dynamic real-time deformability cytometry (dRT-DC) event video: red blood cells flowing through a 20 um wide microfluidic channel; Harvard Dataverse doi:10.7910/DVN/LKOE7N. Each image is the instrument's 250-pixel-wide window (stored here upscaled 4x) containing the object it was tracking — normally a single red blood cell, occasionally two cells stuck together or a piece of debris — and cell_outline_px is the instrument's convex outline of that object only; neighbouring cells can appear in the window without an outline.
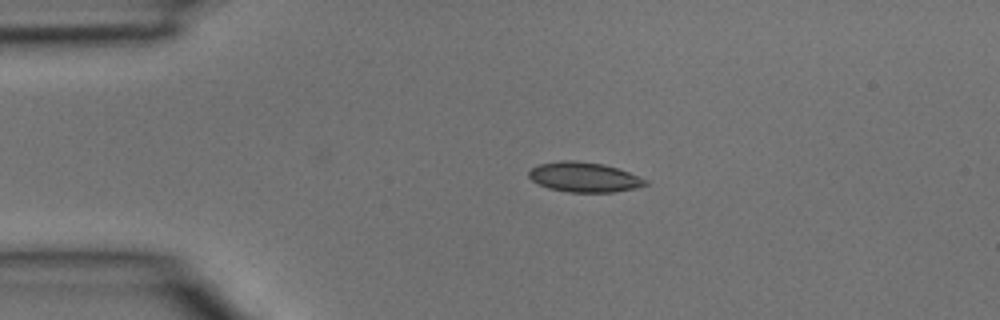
{"species": "common noctule bat (a hibernating species)", "species_latin": "Nyctalus noctula", "temperature_condition": "room temperature", "stored_images_in_passage": 3, "camera_frame_rate_fps": 3000, "um_per_image_px": 0.085, "animal": {"sex": "male", "body_mass_g": 15.6}, "frame": {"image": 1, "passage_image": 2, "time_ms": 0.333, "image_size_px": [1000, 320], "cell_outline_px": [[648, 184], [636, 188], [612, 192], [568, 192], [548, 188], [532, 180], [528, 176], [528, 172], [532, 168], [540, 164], [560, 160], [576, 160], [604, 164], [628, 172], [648, 180]], "centroid_in_image_um": [49.65, 15.05], "position_along_channel_um": 35.3, "area_um2": 20.23}}